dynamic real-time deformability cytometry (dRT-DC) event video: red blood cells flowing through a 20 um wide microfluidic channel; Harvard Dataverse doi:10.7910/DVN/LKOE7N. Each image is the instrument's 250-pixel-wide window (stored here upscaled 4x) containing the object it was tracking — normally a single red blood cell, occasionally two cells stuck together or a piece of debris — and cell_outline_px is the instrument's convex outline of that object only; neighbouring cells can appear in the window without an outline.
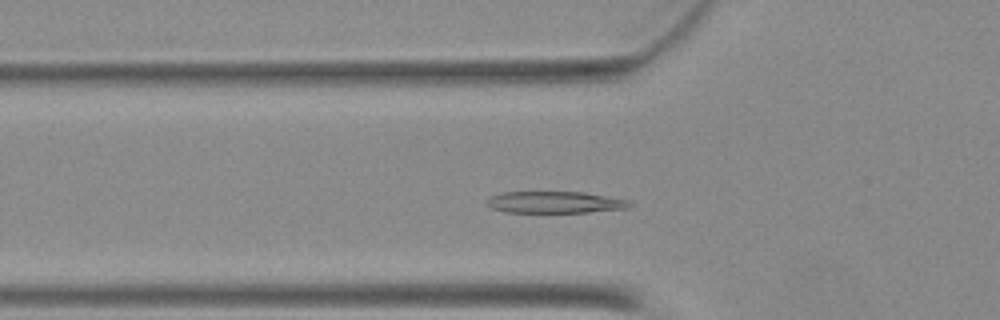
{"species": "Egyptian fruit bat (a non-hibernating species)", "species_latin": "Rousettus aegyptiacus", "temperature_condition": "warm", "stored_images_in_passage": 47, "camera_frame_rate_fps": 3000, "um_per_image_px": 0.085, "animal": {"sex": "female"}, "frame": {"image": 1, "passage_image": 13, "time_ms": 4.0, "image_size_px": [1000, 320], "cell_outline_px": [[632, 204], [628, 208], [588, 212], [504, 212], [492, 208], [484, 200], [492, 196], [504, 192], [584, 192], [628, 200]], "centroid_in_image_um": [47.16, 17.19], "position_along_channel_um": 78.6, "area_um2": 17.92}}
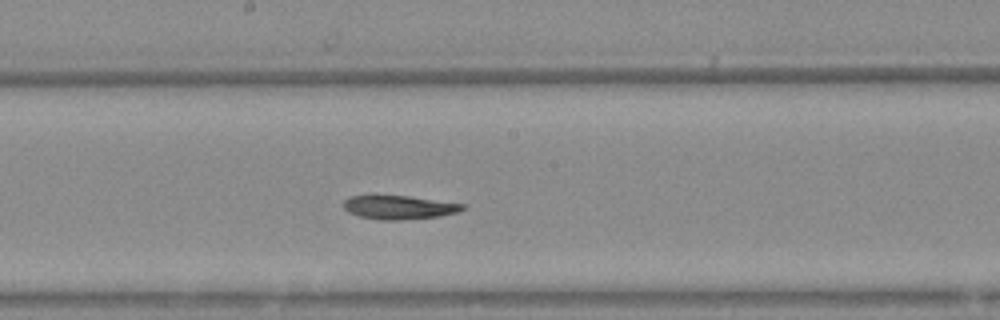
{"frame": {"image": 2, "passage_image": 23, "time_ms": 7.333, "image_size_px": [1000, 320], "cell_outline_px": [[464, 208], [456, 212], [440, 216], [400, 220], [380, 220], [360, 216], [348, 212], [344, 208], [344, 200], [352, 196], [368, 192], [408, 196], [464, 204]], "centroid_in_image_um": [33.81, 17.58], "position_along_channel_um": 214.4, "area_um2": 16.94}}
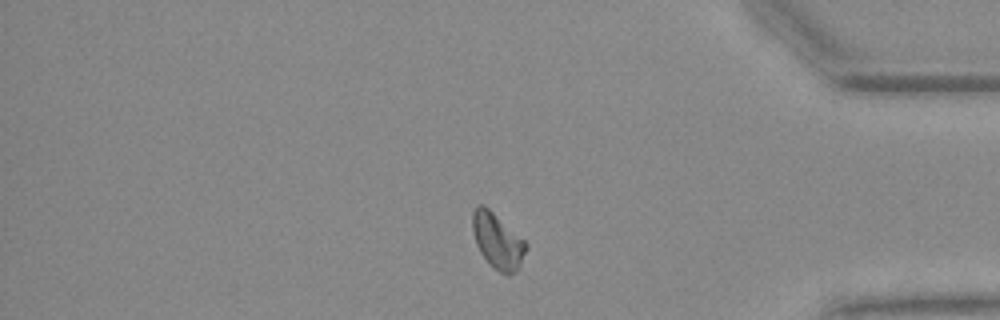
{"frame": {"image": 3, "passage_image": 38, "time_ms": 12.333, "image_size_px": [1000, 320], "cell_outline_px": [[528, 248], [516, 272], [508, 276], [500, 272], [480, 252], [476, 244], [472, 232], [472, 212], [480, 204], [484, 204], [524, 240], [528, 244]], "centroid_in_image_um": [42.3, 20.47], "position_along_channel_um": 392.9, "area_um2": 17.05}}